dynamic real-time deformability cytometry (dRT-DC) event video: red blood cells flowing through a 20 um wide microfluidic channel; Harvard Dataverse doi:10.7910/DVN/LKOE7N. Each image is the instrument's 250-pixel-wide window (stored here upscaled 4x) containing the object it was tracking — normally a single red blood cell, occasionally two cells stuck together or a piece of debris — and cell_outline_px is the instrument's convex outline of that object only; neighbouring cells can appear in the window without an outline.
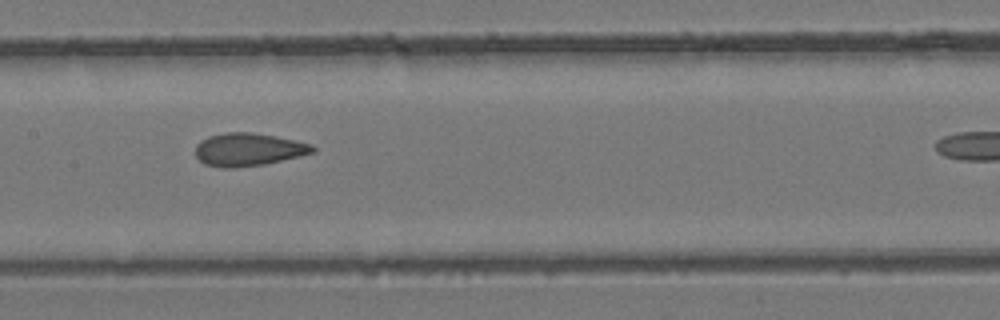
{"species": "common noctule bat (a hibernating species)", "species_latin": "Nyctalus noctula", "temperature_condition": "room temperature", "stored_images_in_passage": 7, "camera_frame_rate_fps": 3000, "um_per_image_px": 0.085, "animal": {"sex": "female", "body_mass_g": 24.6, "forearm_length_mm": 56.2}, "frame": {"image": 1, "passage_image": 5, "time_ms": 1.333, "image_size_px": [1000, 320], "cell_outline_px": [[316, 152], [300, 156], [264, 164], [232, 168], [220, 168], [204, 164], [196, 156], [196, 144], [200, 140], [208, 136], [224, 132], [248, 132], [276, 136], [296, 140], [312, 144], [316, 148]], "centroid_in_image_um": [21.11, 12.7], "position_along_channel_um": 186.3, "area_um2": 22.66}}
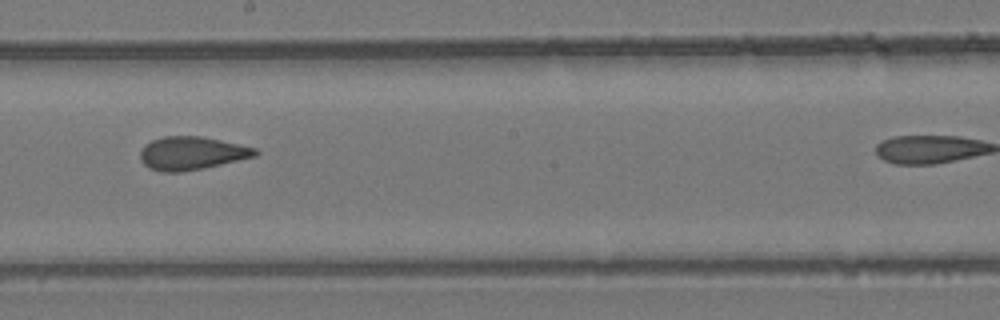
{"frame": {"image": 2, "passage_image": 6, "time_ms": 1.667, "image_size_px": [1000, 320], "cell_outline_px": [[260, 152], [256, 156], [204, 168], [180, 172], [160, 172], [148, 168], [140, 160], [140, 152], [144, 144], [152, 140], [164, 136], [200, 136], [220, 140], [256, 148]], "centroid_in_image_um": [16.26, 13.03], "position_along_channel_um": 231.9, "area_um2": 22.31}}